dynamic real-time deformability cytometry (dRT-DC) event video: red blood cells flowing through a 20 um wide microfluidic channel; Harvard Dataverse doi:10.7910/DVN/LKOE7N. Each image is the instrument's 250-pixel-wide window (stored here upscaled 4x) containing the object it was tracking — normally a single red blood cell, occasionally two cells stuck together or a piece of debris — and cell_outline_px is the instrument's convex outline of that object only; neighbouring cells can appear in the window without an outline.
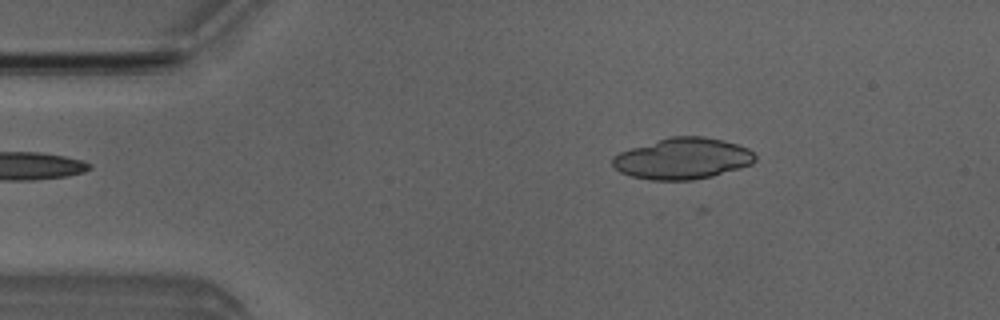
{"species": "Egyptian fruit bat (a non-hibernating species)", "species_latin": "Rousettus aegyptiacus", "temperature_condition": "room temperature", "stored_images_in_passage": 5, "camera_frame_rate_fps": 3000, "um_per_image_px": 0.085, "animal": {"sex": "male"}, "frame": {"image": 1, "passage_image": 2, "time_ms": 1.333, "image_size_px": [1000, 320], "cell_outline_px": [[756, 160], [752, 164], [740, 168], [712, 176], [692, 180], [652, 180], [632, 176], [620, 172], [612, 164], [612, 156], [620, 152], [632, 148], [672, 136], [704, 136], [724, 140], [748, 148], [756, 156]], "centroid_in_image_um": [58.05, 13.48], "position_along_channel_um": 27.0, "area_um2": 34.04}}